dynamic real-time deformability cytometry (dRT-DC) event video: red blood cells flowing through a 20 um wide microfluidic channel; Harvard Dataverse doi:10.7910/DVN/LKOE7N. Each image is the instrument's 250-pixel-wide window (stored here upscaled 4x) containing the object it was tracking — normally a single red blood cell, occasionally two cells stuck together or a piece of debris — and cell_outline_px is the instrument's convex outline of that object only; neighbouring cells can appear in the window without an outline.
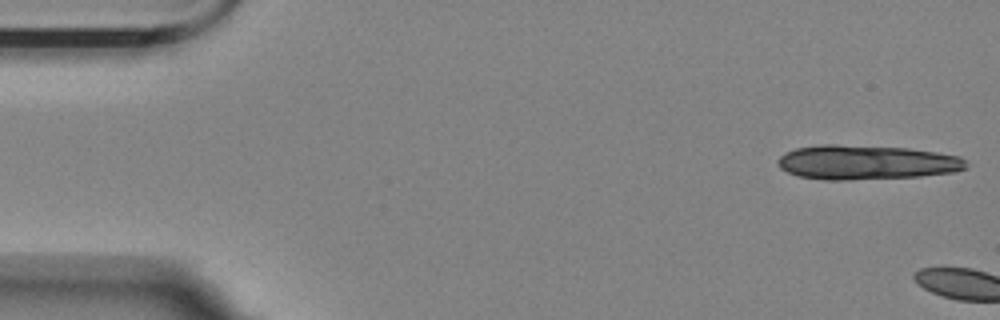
{"species": "Egyptian fruit bat (a non-hibernating species)", "species_latin": "Rousettus aegyptiacus", "temperature_condition": "room temperature", "stored_images_in_passage": 2, "camera_frame_rate_fps": 3000, "um_per_image_px": 0.085, "animal": {"sex": "female"}, "frame": {"image": 1, "passage_image": 1, "time_ms": 0.0, "image_size_px": [1000, 320], "cell_outline_px": [[964, 168], [956, 172], [920, 176], [848, 180], [824, 180], [796, 176], [780, 168], [776, 160], [784, 152], [796, 148], [820, 144], [836, 144], [908, 148], [936, 152], [960, 156], [964, 160]], "centroid_in_image_um": [73.57, 13.8], "position_along_channel_um": 11.4, "area_um2": 37.97}}